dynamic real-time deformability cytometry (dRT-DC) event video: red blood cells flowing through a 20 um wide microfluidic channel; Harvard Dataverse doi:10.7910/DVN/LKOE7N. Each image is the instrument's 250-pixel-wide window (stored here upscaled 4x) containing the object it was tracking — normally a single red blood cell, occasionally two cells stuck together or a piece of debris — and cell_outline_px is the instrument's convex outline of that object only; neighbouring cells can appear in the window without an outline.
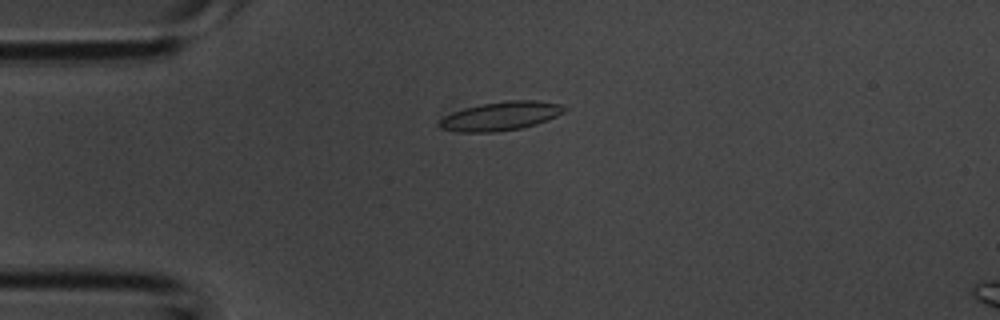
{"species": "common noctule bat (a hibernating species)", "species_latin": "Nyctalus noctula", "temperature_condition": "room temperature", "stored_images_in_passage": 2, "camera_frame_rate_fps": 3000, "um_per_image_px": 0.085, "animal": {"sex": "male", "body_mass_g": 20.1, "forearm_length_mm": 53.5}, "frame": {"image": 1, "passage_image": 1, "time_ms": 0.0, "image_size_px": [1000, 320], "cell_outline_px": [[564, 112], [548, 120], [536, 124], [520, 128], [496, 132], [460, 132], [440, 128], [440, 120], [444, 116], [452, 112], [464, 108], [480, 104], [508, 100], [536, 100], [564, 104]], "centroid_in_image_um": [42.57, 9.86], "position_along_channel_um": 42.4, "area_um2": 20.92}}